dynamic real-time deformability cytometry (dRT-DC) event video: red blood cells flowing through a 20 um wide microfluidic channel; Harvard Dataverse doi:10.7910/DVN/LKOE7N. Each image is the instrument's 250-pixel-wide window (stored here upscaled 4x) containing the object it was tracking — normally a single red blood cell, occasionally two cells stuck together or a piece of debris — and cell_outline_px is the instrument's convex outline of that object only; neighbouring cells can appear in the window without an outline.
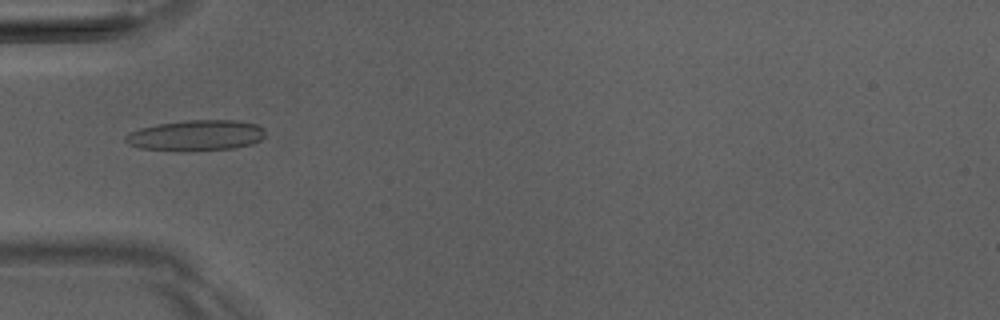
{"species": "Egyptian fruit bat (a non-hibernating species)", "species_latin": "Rousettus aegyptiacus", "temperature_condition": "room temperature", "stored_images_in_passage": 6, "camera_frame_rate_fps": 3000, "um_per_image_px": 0.085, "animal": {"sex": "male"}, "frame": {"image": 1, "passage_image": 5, "time_ms": 4.667, "image_size_px": [1000, 320], "cell_outline_px": [[264, 136], [260, 140], [252, 144], [232, 148], [184, 152], [176, 152], [140, 148], [128, 144], [124, 140], [124, 136], [128, 132], [140, 128], [160, 124], [188, 120], [236, 120], [256, 124], [264, 128]], "centroid_in_image_um": [16.63, 11.53], "position_along_channel_um": 68.4, "area_um2": 25.32}}